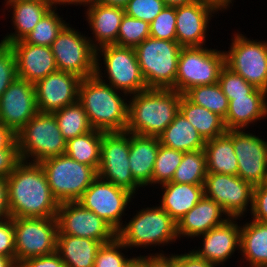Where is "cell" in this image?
<instances>
[{
    "label": "cell",
    "instance_id": "cell-1",
    "mask_svg": "<svg viewBox=\"0 0 267 267\" xmlns=\"http://www.w3.org/2000/svg\"><path fill=\"white\" fill-rule=\"evenodd\" d=\"M10 216L56 217L59 207L40 163L20 161L7 177Z\"/></svg>",
    "mask_w": 267,
    "mask_h": 267
},
{
    "label": "cell",
    "instance_id": "cell-2",
    "mask_svg": "<svg viewBox=\"0 0 267 267\" xmlns=\"http://www.w3.org/2000/svg\"><path fill=\"white\" fill-rule=\"evenodd\" d=\"M125 97V98H124ZM96 75L86 77L79 85L78 101L82 104L93 129L102 132L126 131L129 99Z\"/></svg>",
    "mask_w": 267,
    "mask_h": 267
},
{
    "label": "cell",
    "instance_id": "cell-3",
    "mask_svg": "<svg viewBox=\"0 0 267 267\" xmlns=\"http://www.w3.org/2000/svg\"><path fill=\"white\" fill-rule=\"evenodd\" d=\"M181 95L174 89H147L129 96L126 131L158 137L179 113Z\"/></svg>",
    "mask_w": 267,
    "mask_h": 267
},
{
    "label": "cell",
    "instance_id": "cell-4",
    "mask_svg": "<svg viewBox=\"0 0 267 267\" xmlns=\"http://www.w3.org/2000/svg\"><path fill=\"white\" fill-rule=\"evenodd\" d=\"M130 220L117 231V238L130 250L164 247L177 243V222L159 205L135 210Z\"/></svg>",
    "mask_w": 267,
    "mask_h": 267
},
{
    "label": "cell",
    "instance_id": "cell-5",
    "mask_svg": "<svg viewBox=\"0 0 267 267\" xmlns=\"http://www.w3.org/2000/svg\"><path fill=\"white\" fill-rule=\"evenodd\" d=\"M95 75L128 96L148 89L137 61L135 49L131 47L114 44L98 48L96 50Z\"/></svg>",
    "mask_w": 267,
    "mask_h": 267
},
{
    "label": "cell",
    "instance_id": "cell-6",
    "mask_svg": "<svg viewBox=\"0 0 267 267\" xmlns=\"http://www.w3.org/2000/svg\"><path fill=\"white\" fill-rule=\"evenodd\" d=\"M16 138L22 161L41 163L66 152L67 141L53 113L38 112L16 134Z\"/></svg>",
    "mask_w": 267,
    "mask_h": 267
},
{
    "label": "cell",
    "instance_id": "cell-7",
    "mask_svg": "<svg viewBox=\"0 0 267 267\" xmlns=\"http://www.w3.org/2000/svg\"><path fill=\"white\" fill-rule=\"evenodd\" d=\"M148 89H174L182 46L177 41L148 37L135 48Z\"/></svg>",
    "mask_w": 267,
    "mask_h": 267
},
{
    "label": "cell",
    "instance_id": "cell-8",
    "mask_svg": "<svg viewBox=\"0 0 267 267\" xmlns=\"http://www.w3.org/2000/svg\"><path fill=\"white\" fill-rule=\"evenodd\" d=\"M40 165L58 203L78 201L98 177L93 167L77 162L66 154L46 159Z\"/></svg>",
    "mask_w": 267,
    "mask_h": 267
},
{
    "label": "cell",
    "instance_id": "cell-9",
    "mask_svg": "<svg viewBox=\"0 0 267 267\" xmlns=\"http://www.w3.org/2000/svg\"><path fill=\"white\" fill-rule=\"evenodd\" d=\"M224 66L223 50L209 48L206 45L182 47L178 60L175 90L183 95L192 87L215 84Z\"/></svg>",
    "mask_w": 267,
    "mask_h": 267
},
{
    "label": "cell",
    "instance_id": "cell-10",
    "mask_svg": "<svg viewBox=\"0 0 267 267\" xmlns=\"http://www.w3.org/2000/svg\"><path fill=\"white\" fill-rule=\"evenodd\" d=\"M230 47L224 51L225 66L255 88L267 92V41L232 33Z\"/></svg>",
    "mask_w": 267,
    "mask_h": 267
},
{
    "label": "cell",
    "instance_id": "cell-11",
    "mask_svg": "<svg viewBox=\"0 0 267 267\" xmlns=\"http://www.w3.org/2000/svg\"><path fill=\"white\" fill-rule=\"evenodd\" d=\"M67 23L50 46L59 71L84 79L95 75L96 49L88 35ZM74 27V28H73Z\"/></svg>",
    "mask_w": 267,
    "mask_h": 267
},
{
    "label": "cell",
    "instance_id": "cell-12",
    "mask_svg": "<svg viewBox=\"0 0 267 267\" xmlns=\"http://www.w3.org/2000/svg\"><path fill=\"white\" fill-rule=\"evenodd\" d=\"M15 234V262L56 252L58 223L51 218H13Z\"/></svg>",
    "mask_w": 267,
    "mask_h": 267
},
{
    "label": "cell",
    "instance_id": "cell-13",
    "mask_svg": "<svg viewBox=\"0 0 267 267\" xmlns=\"http://www.w3.org/2000/svg\"><path fill=\"white\" fill-rule=\"evenodd\" d=\"M97 175L134 196L141 187L133 178L129 164V132H103Z\"/></svg>",
    "mask_w": 267,
    "mask_h": 267
},
{
    "label": "cell",
    "instance_id": "cell-14",
    "mask_svg": "<svg viewBox=\"0 0 267 267\" xmlns=\"http://www.w3.org/2000/svg\"><path fill=\"white\" fill-rule=\"evenodd\" d=\"M135 197L129 191L97 177L78 200L86 209L96 213L117 232L122 226L130 202ZM129 206V207H127Z\"/></svg>",
    "mask_w": 267,
    "mask_h": 267
},
{
    "label": "cell",
    "instance_id": "cell-15",
    "mask_svg": "<svg viewBox=\"0 0 267 267\" xmlns=\"http://www.w3.org/2000/svg\"><path fill=\"white\" fill-rule=\"evenodd\" d=\"M203 186L205 196L218 203L229 217L242 218L251 212L254 186L238 175L207 173Z\"/></svg>",
    "mask_w": 267,
    "mask_h": 267
},
{
    "label": "cell",
    "instance_id": "cell-16",
    "mask_svg": "<svg viewBox=\"0 0 267 267\" xmlns=\"http://www.w3.org/2000/svg\"><path fill=\"white\" fill-rule=\"evenodd\" d=\"M56 219L58 234L94 239L102 244L117 237L109 223L78 201L59 203Z\"/></svg>",
    "mask_w": 267,
    "mask_h": 267
},
{
    "label": "cell",
    "instance_id": "cell-17",
    "mask_svg": "<svg viewBox=\"0 0 267 267\" xmlns=\"http://www.w3.org/2000/svg\"><path fill=\"white\" fill-rule=\"evenodd\" d=\"M245 130H230L238 162L237 175L253 186L267 183V140Z\"/></svg>",
    "mask_w": 267,
    "mask_h": 267
},
{
    "label": "cell",
    "instance_id": "cell-18",
    "mask_svg": "<svg viewBox=\"0 0 267 267\" xmlns=\"http://www.w3.org/2000/svg\"><path fill=\"white\" fill-rule=\"evenodd\" d=\"M225 12L210 0H196L176 7V41L182 47L205 46L214 14ZM223 11V12H222ZM218 12V13H217Z\"/></svg>",
    "mask_w": 267,
    "mask_h": 267
},
{
    "label": "cell",
    "instance_id": "cell-19",
    "mask_svg": "<svg viewBox=\"0 0 267 267\" xmlns=\"http://www.w3.org/2000/svg\"><path fill=\"white\" fill-rule=\"evenodd\" d=\"M34 84L16 78L0 97V123L17 134L38 113Z\"/></svg>",
    "mask_w": 267,
    "mask_h": 267
},
{
    "label": "cell",
    "instance_id": "cell-20",
    "mask_svg": "<svg viewBox=\"0 0 267 267\" xmlns=\"http://www.w3.org/2000/svg\"><path fill=\"white\" fill-rule=\"evenodd\" d=\"M81 80L76 74L57 70L37 81L34 86L38 111L53 113L78 101Z\"/></svg>",
    "mask_w": 267,
    "mask_h": 267
},
{
    "label": "cell",
    "instance_id": "cell-21",
    "mask_svg": "<svg viewBox=\"0 0 267 267\" xmlns=\"http://www.w3.org/2000/svg\"><path fill=\"white\" fill-rule=\"evenodd\" d=\"M237 219L240 217H229L224 223L212 228L207 233L199 235L197 238L202 241L201 247L192 249L199 257L214 263L217 266L223 264L232 258L235 251L240 253V229L241 224ZM201 248V249H200Z\"/></svg>",
    "mask_w": 267,
    "mask_h": 267
},
{
    "label": "cell",
    "instance_id": "cell-22",
    "mask_svg": "<svg viewBox=\"0 0 267 267\" xmlns=\"http://www.w3.org/2000/svg\"><path fill=\"white\" fill-rule=\"evenodd\" d=\"M81 5L85 7V20L93 35L88 36L92 46L97 50L105 45H117L119 26L125 14L124 7L92 1Z\"/></svg>",
    "mask_w": 267,
    "mask_h": 267
},
{
    "label": "cell",
    "instance_id": "cell-23",
    "mask_svg": "<svg viewBox=\"0 0 267 267\" xmlns=\"http://www.w3.org/2000/svg\"><path fill=\"white\" fill-rule=\"evenodd\" d=\"M15 54L17 77L35 84L58 70L51 47L20 40L9 44Z\"/></svg>",
    "mask_w": 267,
    "mask_h": 267
},
{
    "label": "cell",
    "instance_id": "cell-24",
    "mask_svg": "<svg viewBox=\"0 0 267 267\" xmlns=\"http://www.w3.org/2000/svg\"><path fill=\"white\" fill-rule=\"evenodd\" d=\"M5 10L11 11V25L14 32L7 33L1 43L11 44L23 40L56 4L54 0H4Z\"/></svg>",
    "mask_w": 267,
    "mask_h": 267
},
{
    "label": "cell",
    "instance_id": "cell-25",
    "mask_svg": "<svg viewBox=\"0 0 267 267\" xmlns=\"http://www.w3.org/2000/svg\"><path fill=\"white\" fill-rule=\"evenodd\" d=\"M223 217V218H222ZM229 215L214 200L203 198L177 222V235L179 240L191 238L207 233L212 228L224 223Z\"/></svg>",
    "mask_w": 267,
    "mask_h": 267
},
{
    "label": "cell",
    "instance_id": "cell-26",
    "mask_svg": "<svg viewBox=\"0 0 267 267\" xmlns=\"http://www.w3.org/2000/svg\"><path fill=\"white\" fill-rule=\"evenodd\" d=\"M267 118V92L256 88L251 94L232 97L225 117L227 130L246 129ZM255 123V124H254Z\"/></svg>",
    "mask_w": 267,
    "mask_h": 267
},
{
    "label": "cell",
    "instance_id": "cell-27",
    "mask_svg": "<svg viewBox=\"0 0 267 267\" xmlns=\"http://www.w3.org/2000/svg\"><path fill=\"white\" fill-rule=\"evenodd\" d=\"M159 146L160 140L156 136H143L129 132L130 171L134 180L141 186L140 189L151 187Z\"/></svg>",
    "mask_w": 267,
    "mask_h": 267
},
{
    "label": "cell",
    "instance_id": "cell-28",
    "mask_svg": "<svg viewBox=\"0 0 267 267\" xmlns=\"http://www.w3.org/2000/svg\"><path fill=\"white\" fill-rule=\"evenodd\" d=\"M159 205L176 222L188 213L205 195L203 185L168 182L160 187Z\"/></svg>",
    "mask_w": 267,
    "mask_h": 267
},
{
    "label": "cell",
    "instance_id": "cell-29",
    "mask_svg": "<svg viewBox=\"0 0 267 267\" xmlns=\"http://www.w3.org/2000/svg\"><path fill=\"white\" fill-rule=\"evenodd\" d=\"M240 253V265L245 262L247 267L267 265V222L251 219L241 224Z\"/></svg>",
    "mask_w": 267,
    "mask_h": 267
},
{
    "label": "cell",
    "instance_id": "cell-30",
    "mask_svg": "<svg viewBox=\"0 0 267 267\" xmlns=\"http://www.w3.org/2000/svg\"><path fill=\"white\" fill-rule=\"evenodd\" d=\"M101 245L94 239L57 234L56 252L67 267H94Z\"/></svg>",
    "mask_w": 267,
    "mask_h": 267
},
{
    "label": "cell",
    "instance_id": "cell-31",
    "mask_svg": "<svg viewBox=\"0 0 267 267\" xmlns=\"http://www.w3.org/2000/svg\"><path fill=\"white\" fill-rule=\"evenodd\" d=\"M204 151L208 173L237 175L238 162L233 147V133L224 134L206 140Z\"/></svg>",
    "mask_w": 267,
    "mask_h": 267
},
{
    "label": "cell",
    "instance_id": "cell-32",
    "mask_svg": "<svg viewBox=\"0 0 267 267\" xmlns=\"http://www.w3.org/2000/svg\"><path fill=\"white\" fill-rule=\"evenodd\" d=\"M158 138L162 146L181 152L204 149L206 142L180 112Z\"/></svg>",
    "mask_w": 267,
    "mask_h": 267
},
{
    "label": "cell",
    "instance_id": "cell-33",
    "mask_svg": "<svg viewBox=\"0 0 267 267\" xmlns=\"http://www.w3.org/2000/svg\"><path fill=\"white\" fill-rule=\"evenodd\" d=\"M179 112L196 128L205 141L227 132L221 116L192 103L184 94L181 95Z\"/></svg>",
    "mask_w": 267,
    "mask_h": 267
},
{
    "label": "cell",
    "instance_id": "cell-34",
    "mask_svg": "<svg viewBox=\"0 0 267 267\" xmlns=\"http://www.w3.org/2000/svg\"><path fill=\"white\" fill-rule=\"evenodd\" d=\"M102 135V131L93 129L86 134L68 140L65 154L97 171L100 165Z\"/></svg>",
    "mask_w": 267,
    "mask_h": 267
},
{
    "label": "cell",
    "instance_id": "cell-35",
    "mask_svg": "<svg viewBox=\"0 0 267 267\" xmlns=\"http://www.w3.org/2000/svg\"><path fill=\"white\" fill-rule=\"evenodd\" d=\"M66 141L93 130L88 116L79 101L53 112Z\"/></svg>",
    "mask_w": 267,
    "mask_h": 267
},
{
    "label": "cell",
    "instance_id": "cell-36",
    "mask_svg": "<svg viewBox=\"0 0 267 267\" xmlns=\"http://www.w3.org/2000/svg\"><path fill=\"white\" fill-rule=\"evenodd\" d=\"M207 173L206 154L204 149L184 152L181 163L176 169L171 182L204 185Z\"/></svg>",
    "mask_w": 267,
    "mask_h": 267
},
{
    "label": "cell",
    "instance_id": "cell-37",
    "mask_svg": "<svg viewBox=\"0 0 267 267\" xmlns=\"http://www.w3.org/2000/svg\"><path fill=\"white\" fill-rule=\"evenodd\" d=\"M184 95L192 102L221 116L224 120L228 112L229 100L219 83L192 87Z\"/></svg>",
    "mask_w": 267,
    "mask_h": 267
},
{
    "label": "cell",
    "instance_id": "cell-38",
    "mask_svg": "<svg viewBox=\"0 0 267 267\" xmlns=\"http://www.w3.org/2000/svg\"><path fill=\"white\" fill-rule=\"evenodd\" d=\"M55 4L36 24L33 30L23 39L28 44L50 47L57 35L68 23L58 14Z\"/></svg>",
    "mask_w": 267,
    "mask_h": 267
},
{
    "label": "cell",
    "instance_id": "cell-39",
    "mask_svg": "<svg viewBox=\"0 0 267 267\" xmlns=\"http://www.w3.org/2000/svg\"><path fill=\"white\" fill-rule=\"evenodd\" d=\"M183 155L184 152L170 149L160 144L155 160L151 187L157 188V186L171 182Z\"/></svg>",
    "mask_w": 267,
    "mask_h": 267
},
{
    "label": "cell",
    "instance_id": "cell-40",
    "mask_svg": "<svg viewBox=\"0 0 267 267\" xmlns=\"http://www.w3.org/2000/svg\"><path fill=\"white\" fill-rule=\"evenodd\" d=\"M150 37V24L124 14L119 26L117 45L135 48Z\"/></svg>",
    "mask_w": 267,
    "mask_h": 267
},
{
    "label": "cell",
    "instance_id": "cell-41",
    "mask_svg": "<svg viewBox=\"0 0 267 267\" xmlns=\"http://www.w3.org/2000/svg\"><path fill=\"white\" fill-rule=\"evenodd\" d=\"M123 250L126 254L129 249L117 237L102 244L97 251L94 267H125L134 257V254L132 257L125 256Z\"/></svg>",
    "mask_w": 267,
    "mask_h": 267
},
{
    "label": "cell",
    "instance_id": "cell-42",
    "mask_svg": "<svg viewBox=\"0 0 267 267\" xmlns=\"http://www.w3.org/2000/svg\"><path fill=\"white\" fill-rule=\"evenodd\" d=\"M150 37L176 41V7L165 6L150 23Z\"/></svg>",
    "mask_w": 267,
    "mask_h": 267
},
{
    "label": "cell",
    "instance_id": "cell-43",
    "mask_svg": "<svg viewBox=\"0 0 267 267\" xmlns=\"http://www.w3.org/2000/svg\"><path fill=\"white\" fill-rule=\"evenodd\" d=\"M218 83L228 100L251 94L256 88L249 84L242 76L224 66L219 74Z\"/></svg>",
    "mask_w": 267,
    "mask_h": 267
},
{
    "label": "cell",
    "instance_id": "cell-44",
    "mask_svg": "<svg viewBox=\"0 0 267 267\" xmlns=\"http://www.w3.org/2000/svg\"><path fill=\"white\" fill-rule=\"evenodd\" d=\"M165 6L163 0H129L124 10L126 15L150 24Z\"/></svg>",
    "mask_w": 267,
    "mask_h": 267
},
{
    "label": "cell",
    "instance_id": "cell-45",
    "mask_svg": "<svg viewBox=\"0 0 267 267\" xmlns=\"http://www.w3.org/2000/svg\"><path fill=\"white\" fill-rule=\"evenodd\" d=\"M16 78L15 54L9 45L0 42V97Z\"/></svg>",
    "mask_w": 267,
    "mask_h": 267
},
{
    "label": "cell",
    "instance_id": "cell-46",
    "mask_svg": "<svg viewBox=\"0 0 267 267\" xmlns=\"http://www.w3.org/2000/svg\"><path fill=\"white\" fill-rule=\"evenodd\" d=\"M0 255L11 257L15 261V234L12 217L0 220Z\"/></svg>",
    "mask_w": 267,
    "mask_h": 267
},
{
    "label": "cell",
    "instance_id": "cell-47",
    "mask_svg": "<svg viewBox=\"0 0 267 267\" xmlns=\"http://www.w3.org/2000/svg\"><path fill=\"white\" fill-rule=\"evenodd\" d=\"M251 218L255 221L267 222V183L254 186Z\"/></svg>",
    "mask_w": 267,
    "mask_h": 267
},
{
    "label": "cell",
    "instance_id": "cell-48",
    "mask_svg": "<svg viewBox=\"0 0 267 267\" xmlns=\"http://www.w3.org/2000/svg\"><path fill=\"white\" fill-rule=\"evenodd\" d=\"M21 161L18 148L0 150V177L7 178Z\"/></svg>",
    "mask_w": 267,
    "mask_h": 267
},
{
    "label": "cell",
    "instance_id": "cell-49",
    "mask_svg": "<svg viewBox=\"0 0 267 267\" xmlns=\"http://www.w3.org/2000/svg\"><path fill=\"white\" fill-rule=\"evenodd\" d=\"M160 250L156 253H148V255H139L147 264V267H176V254L166 253ZM169 254V255H168Z\"/></svg>",
    "mask_w": 267,
    "mask_h": 267
},
{
    "label": "cell",
    "instance_id": "cell-50",
    "mask_svg": "<svg viewBox=\"0 0 267 267\" xmlns=\"http://www.w3.org/2000/svg\"><path fill=\"white\" fill-rule=\"evenodd\" d=\"M18 267H67L57 252L49 255L32 257L18 265Z\"/></svg>",
    "mask_w": 267,
    "mask_h": 267
},
{
    "label": "cell",
    "instance_id": "cell-51",
    "mask_svg": "<svg viewBox=\"0 0 267 267\" xmlns=\"http://www.w3.org/2000/svg\"><path fill=\"white\" fill-rule=\"evenodd\" d=\"M176 254V267H217L216 264L199 257L192 250L187 253Z\"/></svg>",
    "mask_w": 267,
    "mask_h": 267
},
{
    "label": "cell",
    "instance_id": "cell-52",
    "mask_svg": "<svg viewBox=\"0 0 267 267\" xmlns=\"http://www.w3.org/2000/svg\"><path fill=\"white\" fill-rule=\"evenodd\" d=\"M11 217L8 203V183L7 178L0 177V220Z\"/></svg>",
    "mask_w": 267,
    "mask_h": 267
},
{
    "label": "cell",
    "instance_id": "cell-53",
    "mask_svg": "<svg viewBox=\"0 0 267 267\" xmlns=\"http://www.w3.org/2000/svg\"><path fill=\"white\" fill-rule=\"evenodd\" d=\"M7 148H18L16 134L0 123V150Z\"/></svg>",
    "mask_w": 267,
    "mask_h": 267
},
{
    "label": "cell",
    "instance_id": "cell-54",
    "mask_svg": "<svg viewBox=\"0 0 267 267\" xmlns=\"http://www.w3.org/2000/svg\"><path fill=\"white\" fill-rule=\"evenodd\" d=\"M89 1L104 5H114V6L124 7L129 0H89Z\"/></svg>",
    "mask_w": 267,
    "mask_h": 267
},
{
    "label": "cell",
    "instance_id": "cell-55",
    "mask_svg": "<svg viewBox=\"0 0 267 267\" xmlns=\"http://www.w3.org/2000/svg\"><path fill=\"white\" fill-rule=\"evenodd\" d=\"M55 1V3L58 5V6H60V8L61 7H63V6H73V5H75V6H81V4H83V3H85V2H87V1H89V0H54ZM62 5V6H61Z\"/></svg>",
    "mask_w": 267,
    "mask_h": 267
},
{
    "label": "cell",
    "instance_id": "cell-56",
    "mask_svg": "<svg viewBox=\"0 0 267 267\" xmlns=\"http://www.w3.org/2000/svg\"><path fill=\"white\" fill-rule=\"evenodd\" d=\"M0 267H18V265L11 257L0 255Z\"/></svg>",
    "mask_w": 267,
    "mask_h": 267
},
{
    "label": "cell",
    "instance_id": "cell-57",
    "mask_svg": "<svg viewBox=\"0 0 267 267\" xmlns=\"http://www.w3.org/2000/svg\"><path fill=\"white\" fill-rule=\"evenodd\" d=\"M125 267H147V264L140 256H134Z\"/></svg>",
    "mask_w": 267,
    "mask_h": 267
},
{
    "label": "cell",
    "instance_id": "cell-58",
    "mask_svg": "<svg viewBox=\"0 0 267 267\" xmlns=\"http://www.w3.org/2000/svg\"><path fill=\"white\" fill-rule=\"evenodd\" d=\"M163 1L166 6L177 7L193 3L196 0H163Z\"/></svg>",
    "mask_w": 267,
    "mask_h": 267
},
{
    "label": "cell",
    "instance_id": "cell-59",
    "mask_svg": "<svg viewBox=\"0 0 267 267\" xmlns=\"http://www.w3.org/2000/svg\"><path fill=\"white\" fill-rule=\"evenodd\" d=\"M214 3H216L219 7H221L223 10H229V8H231V6H233L234 2H236L235 0H210Z\"/></svg>",
    "mask_w": 267,
    "mask_h": 267
}]
</instances>
